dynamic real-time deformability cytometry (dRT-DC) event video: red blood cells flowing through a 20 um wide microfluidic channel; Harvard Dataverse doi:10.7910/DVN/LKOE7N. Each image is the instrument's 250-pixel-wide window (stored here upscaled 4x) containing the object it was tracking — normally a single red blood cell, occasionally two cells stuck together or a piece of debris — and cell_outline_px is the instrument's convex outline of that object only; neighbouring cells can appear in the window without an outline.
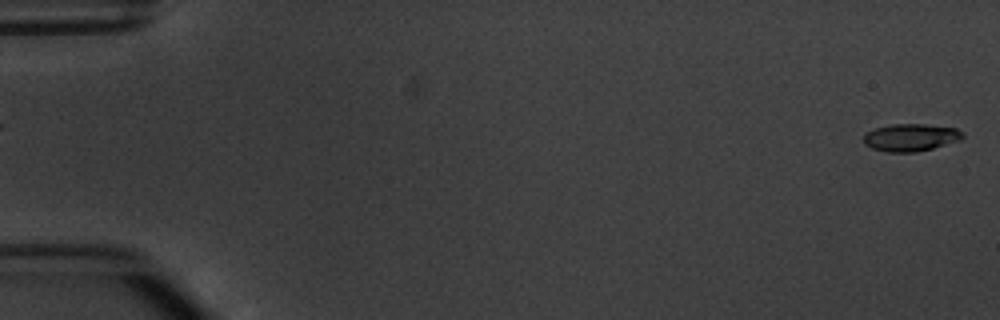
{"species": "common noctule bat (a hibernating species)", "species_latin": "Nyctalus noctula", "temperature_condition": "warm", "stored_images_in_passage": 5, "segment_of_instrument_passage": [2, 2], "camera_frame_rate_fps": 3000, "um_per_image_px": 0.085, "animal": {"sex": "male", "body_mass_g": 20.1, "forearm_length_mm": 53.5}, "frame": {"image": 1, "passage_image": 5, "time_ms": 5.667, "image_size_px": [1000, 320], "cell_outline_px": [[964, 136], [960, 140], [932, 148], [916, 152], [888, 152], [872, 148], [864, 144], [864, 132], [876, 128], [892, 124], [924, 124], [956, 128], [964, 132]], "centroid_in_image_um": [77.4, 11.68], "position_along_channel_um": 7.6, "area_um2": 15.84}}